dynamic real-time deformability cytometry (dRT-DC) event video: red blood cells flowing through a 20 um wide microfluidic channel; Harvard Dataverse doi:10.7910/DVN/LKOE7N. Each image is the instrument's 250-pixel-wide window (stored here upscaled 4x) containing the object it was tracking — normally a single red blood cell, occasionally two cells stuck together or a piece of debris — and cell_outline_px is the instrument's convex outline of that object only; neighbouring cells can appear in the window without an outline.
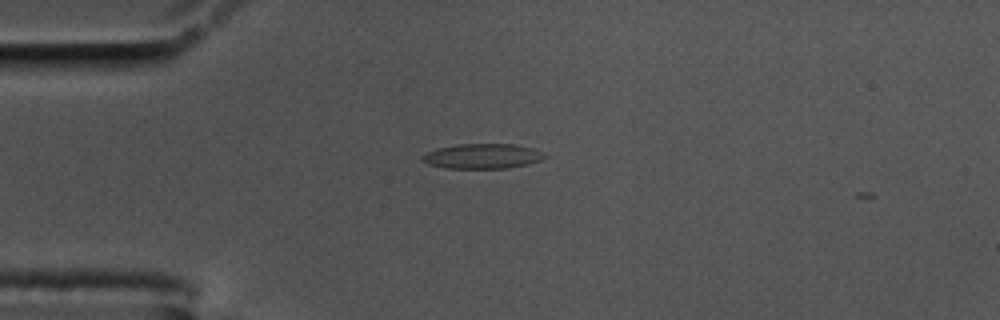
{"species": "common noctule bat (a hibernating species)", "species_latin": "Nyctalus noctula", "temperature_condition": "cold", "stored_images_in_passage": 3, "camera_frame_rate_fps": 3000, "um_per_image_px": 0.085, "animal": {"sex": "male", "body_mass_g": 17.5, "forearm_length_mm": 52.3}, "frame": {"image": 1, "passage_image": 1, "time_ms": 0.0, "image_size_px": [1000, 320], "cell_outline_px": [[548, 156], [540, 160], [528, 164], [508, 168], [448, 168], [428, 164], [420, 160], [420, 156], [436, 148], [456, 144], [516, 144], [532, 148]], "centroid_in_image_um": [40.97, 13.27], "position_along_channel_um": 44.0, "area_um2": 17.8}}